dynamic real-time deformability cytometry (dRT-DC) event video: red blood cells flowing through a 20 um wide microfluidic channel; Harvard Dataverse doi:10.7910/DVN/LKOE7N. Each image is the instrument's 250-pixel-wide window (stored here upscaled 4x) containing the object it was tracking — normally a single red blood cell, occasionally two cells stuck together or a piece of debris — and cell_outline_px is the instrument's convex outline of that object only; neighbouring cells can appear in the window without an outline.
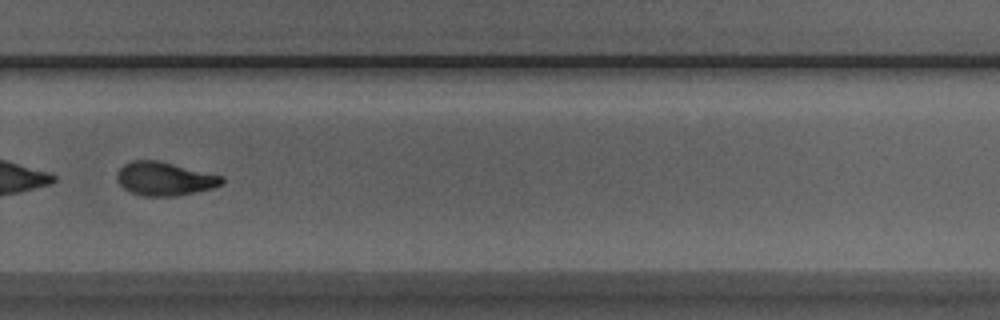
{"species": "Egyptian fruit bat (a non-hibernating species)", "species_latin": "Rousettus aegyptiacus", "temperature_condition": "room temperature", "stored_images_in_passage": 35, "camera_frame_rate_fps": 3000, "um_per_image_px": 0.085, "animal": {"sex": "male"}, "frame": {"image": 1, "passage_image": 20, "time_ms": 6.333, "image_size_px": [1000, 320], "cell_outline_px": [[224, 184], [212, 188], [176, 196], [144, 196], [132, 192], [124, 188], [116, 180], [116, 176], [120, 168], [124, 164], [132, 160], [156, 160], [224, 176]], "centroid_in_image_um": [13.99, 15.19], "position_along_channel_um": 315.8, "area_um2": 20.4}}